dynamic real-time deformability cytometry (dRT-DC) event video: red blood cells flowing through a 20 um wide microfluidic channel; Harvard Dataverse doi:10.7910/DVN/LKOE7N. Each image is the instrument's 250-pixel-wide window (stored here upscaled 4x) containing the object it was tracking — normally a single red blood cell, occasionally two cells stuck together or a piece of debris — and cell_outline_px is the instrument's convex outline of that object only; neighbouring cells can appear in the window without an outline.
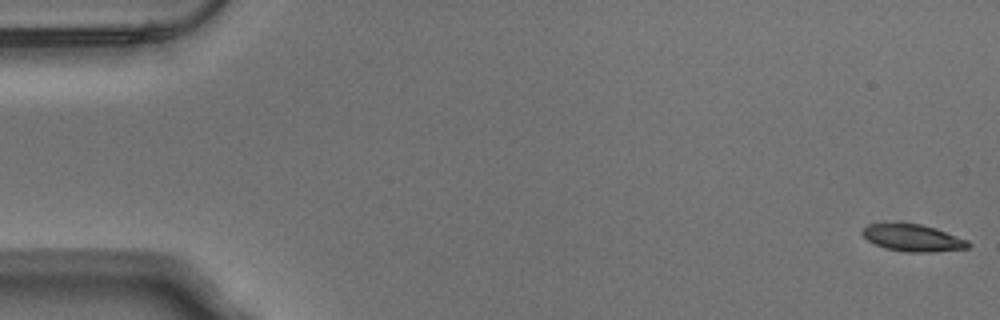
{"species": "Egyptian fruit bat (a non-hibernating species)", "species_latin": "Rousettus aegyptiacus", "temperature_condition": "warm", "stored_images_in_passage": 54, "camera_frame_rate_fps": 3000, "um_per_image_px": 0.085, "animal": {"sex": "male"}, "frame": {"image": 1, "passage_image": 1, "time_ms": 0.0, "image_size_px": [1000, 320], "cell_outline_px": [[972, 244], [968, 248], [932, 252], [904, 252], [884, 248], [868, 240], [860, 232], [868, 224], [920, 224], [936, 228], [968, 240]], "centroid_in_image_um": [77.62, 20.24], "position_along_channel_um": 7.4, "area_um2": 16.53}}
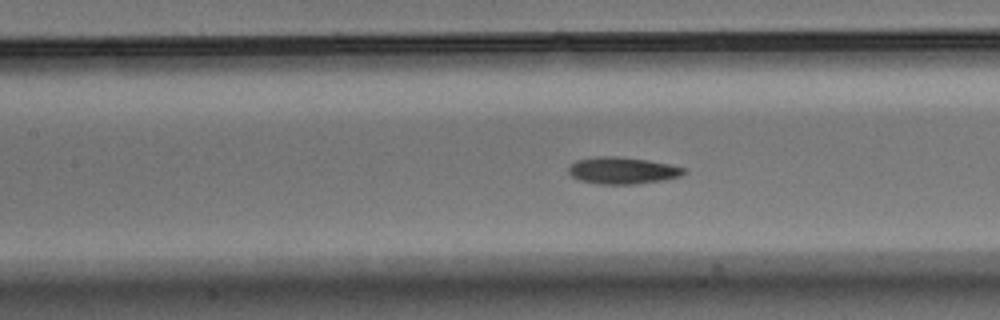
{"frame": {"image": 2, "passage_image": 24, "time_ms": 7.667, "image_size_px": [1000, 320], "cell_outline_px": [[688, 172], [680, 176], [664, 180], [632, 184], [600, 184], [580, 180], [572, 176], [568, 172], [568, 168], [576, 160], [596, 156], [616, 156], [648, 160], [672, 164], [688, 168]], "centroid_in_image_um": [52.97, 14.48], "position_along_channel_um": 154.4, "area_um2": 18.21}}
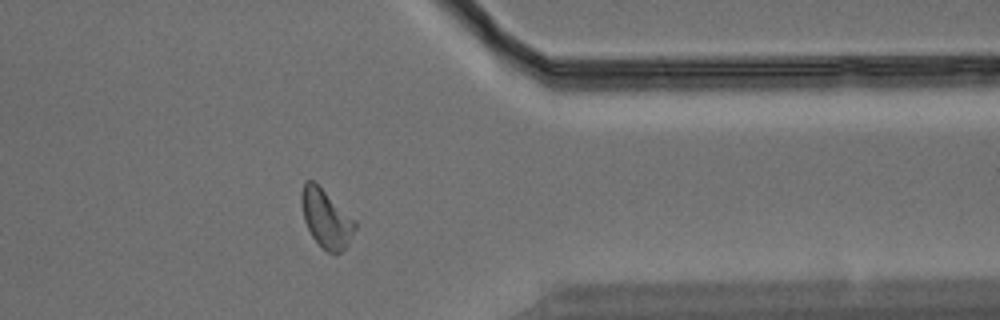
{"frame": {"image": 3, "passage_image": 43, "time_ms": 14.0, "image_size_px": [1000, 320], "cell_outline_px": [[356, 228], [348, 244], [340, 252], [328, 252], [312, 236], [304, 220], [300, 204], [300, 192], [304, 180], [312, 180], [356, 220]], "centroid_in_image_um": [27.7, 18.54], "position_along_channel_um": 383.7, "area_um2": 17.98}, "authors_computed_cell_mechanics": {"area_um2": 17.629, "velocity_mm_per_s": 3.8019, "shape_relaxation_time_tau1_ms": 5.1731, "shape_relaxation_time_tau2_ms": 3.7345, "deformation_change_tau1": 0.16, "deformation_change_tau2": 0.1004}}